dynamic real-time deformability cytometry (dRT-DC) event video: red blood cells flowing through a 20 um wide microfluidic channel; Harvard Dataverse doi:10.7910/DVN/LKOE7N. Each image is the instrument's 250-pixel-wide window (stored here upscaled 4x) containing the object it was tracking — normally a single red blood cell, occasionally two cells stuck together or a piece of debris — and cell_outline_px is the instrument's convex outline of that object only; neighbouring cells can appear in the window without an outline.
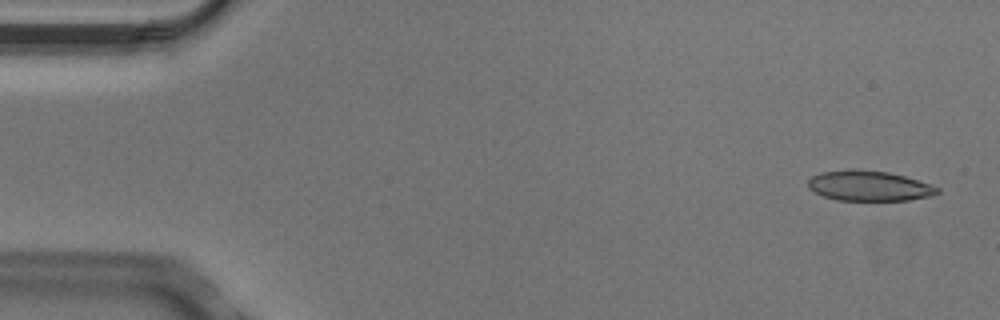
{"species": "Egyptian fruit bat (a non-hibernating species)", "species_latin": "Rousettus aegyptiacus", "temperature_condition": "cold", "stored_images_in_passage": 4, "camera_frame_rate_fps": 3000, "um_per_image_px": 0.085, "animal": {"sex": "male"}, "frame": {"image": 1, "passage_image": 1, "time_ms": 0.0, "image_size_px": [1000, 320], "cell_outline_px": [[940, 192], [932, 196], [908, 200], [836, 200], [824, 196], [808, 188], [808, 180], [812, 176], [820, 172], [888, 172], [904, 176], [940, 188]], "centroid_in_image_um": [73.91, 15.84], "position_along_channel_um": 11.1, "area_um2": 21.79}}
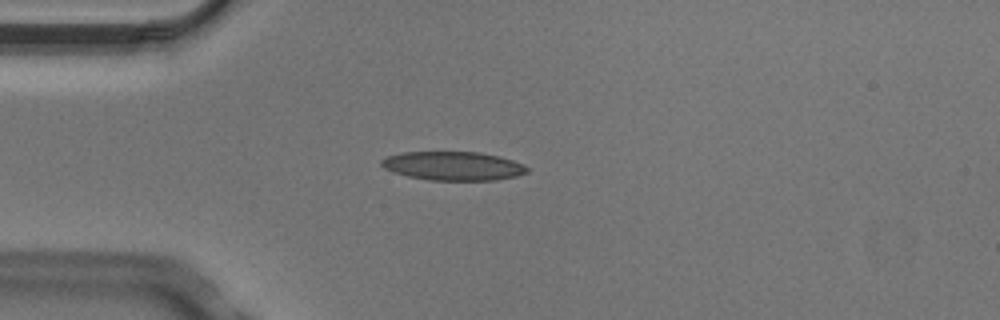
{"frame": {"image": 2, "passage_image": 4, "time_ms": 1.0, "image_size_px": [1000, 320], "cell_outline_px": [[528, 172], [516, 176], [496, 180], [428, 180], [408, 176], [392, 172], [384, 168], [380, 164], [380, 160], [388, 156], [404, 152], [480, 152], [500, 156], [512, 160], [528, 168]], "centroid_in_image_um": [38.49, 14.1], "position_along_channel_um": 46.5, "area_um2": 24.39}}